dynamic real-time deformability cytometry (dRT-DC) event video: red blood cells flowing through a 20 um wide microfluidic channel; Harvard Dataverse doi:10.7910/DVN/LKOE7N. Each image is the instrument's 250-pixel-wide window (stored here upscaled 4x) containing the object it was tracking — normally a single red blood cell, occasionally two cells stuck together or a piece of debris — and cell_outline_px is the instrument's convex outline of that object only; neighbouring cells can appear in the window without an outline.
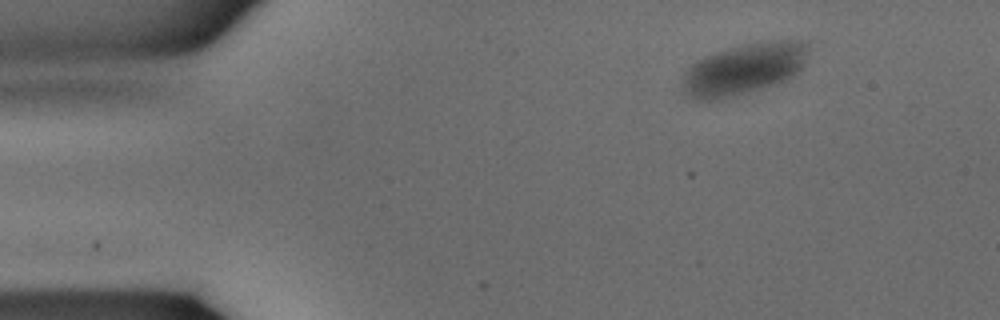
{"species": "common noctule bat (a hibernating species)", "species_latin": "Nyctalus noctula", "temperature_condition": "warm", "stored_images_in_passage": 32, "camera_frame_rate_fps": 3000, "um_per_image_px": 0.085, "animal": {"sex": "male", "body_mass_g": 15.6}, "frame": {"image": 1, "passage_image": 1, "time_ms": 0.0, "image_size_px": [1000, 320], "cell_outline_px": [[808, 48], [804, 64], [796, 72], [772, 84], [736, 96], [720, 100], [692, 100], [684, 92], [680, 76], [696, 60], [704, 56], [716, 52], [748, 44], [780, 40], [800, 40], [808, 44]], "centroid_in_image_um": [63.14, 5.88], "position_along_channel_um": 21.9, "area_um2": 37.11}}
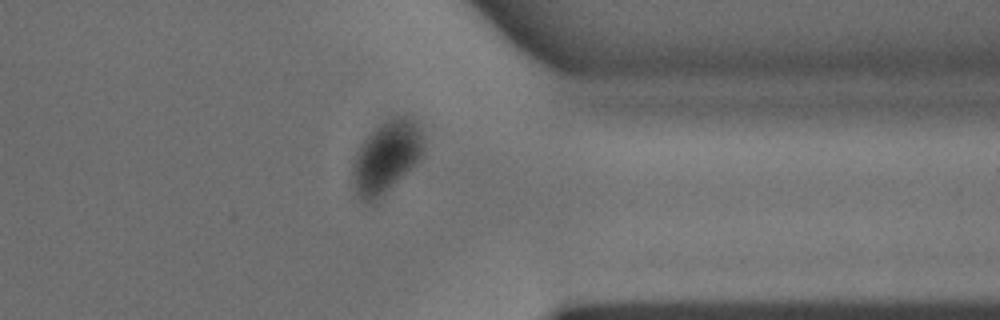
{"frame": {"image": 2, "passage_image": 25, "time_ms": 8.0, "image_size_px": [1000, 320], "cell_outline_px": [[420, 156], [376, 204], [364, 204], [360, 200], [356, 192], [352, 180], [352, 164], [356, 152], [360, 144], [380, 124], [392, 116], [408, 116], [412, 120], [420, 132]], "centroid_in_image_um": [32.72, 13.42], "position_along_channel_um": 378.7, "area_um2": 29.07}}
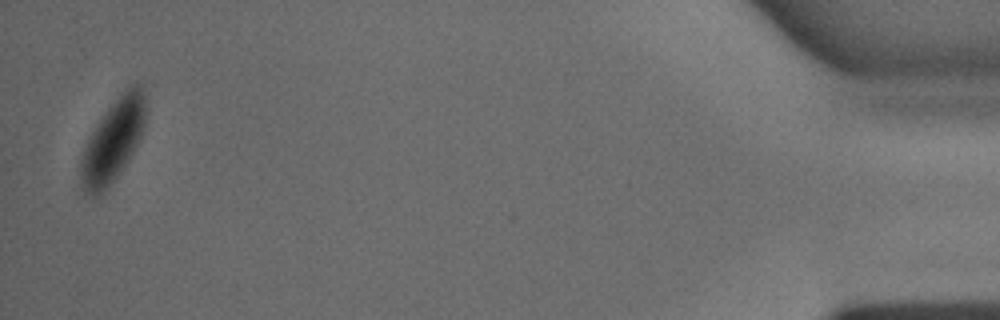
{"frame": {"image": 3, "passage_image": 32, "time_ms": 10.333, "image_size_px": [1000, 320], "cell_outline_px": [[148, 108], [144, 128], [128, 160], [116, 176], [96, 196], [92, 196], [84, 192], [80, 188], [80, 160], [88, 140], [96, 124], [120, 92], [124, 88], [140, 80], [144, 84], [148, 92]], "centroid_in_image_um": [9.68, 11.8], "position_along_channel_um": 425.5, "area_um2": 31.62}}